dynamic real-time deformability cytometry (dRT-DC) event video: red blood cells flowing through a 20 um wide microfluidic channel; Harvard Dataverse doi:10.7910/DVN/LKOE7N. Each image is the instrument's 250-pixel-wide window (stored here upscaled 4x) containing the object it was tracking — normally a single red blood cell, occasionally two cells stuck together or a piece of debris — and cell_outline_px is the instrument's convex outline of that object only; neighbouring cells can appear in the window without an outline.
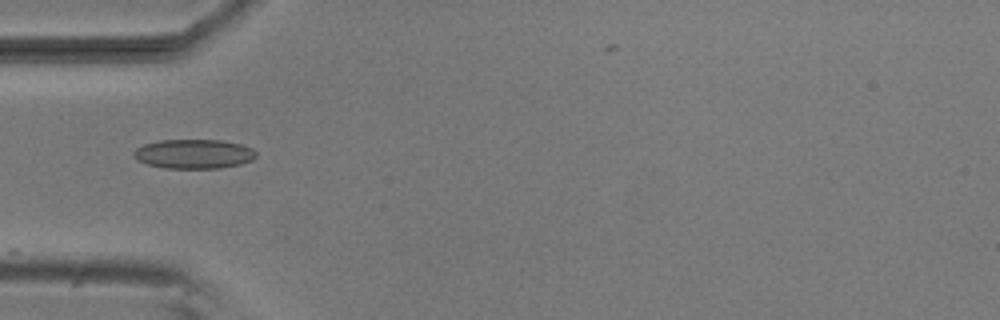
{"species": "common noctule bat (a hibernating species)", "species_latin": "Nyctalus noctula", "temperature_condition": "room temperature", "stored_images_in_passage": 8, "camera_frame_rate_fps": 3000, "um_per_image_px": 0.085, "animal": {"sex": "male", "body_mass_g": 20.5, "forearm_length_mm": 52.5}, "frame": {"image": 1, "passage_image": 1, "time_ms": 0.0, "image_size_px": [1000, 320], "cell_outline_px": [[256, 156], [252, 160], [240, 164], [220, 168], [164, 168], [148, 164], [136, 160], [132, 156], [132, 152], [136, 148], [144, 144], [160, 140], [220, 140], [240, 144], [252, 148], [256, 152]], "centroid_in_image_um": [16.44, 13.08], "position_along_channel_um": 68.6, "area_um2": 20.98}}